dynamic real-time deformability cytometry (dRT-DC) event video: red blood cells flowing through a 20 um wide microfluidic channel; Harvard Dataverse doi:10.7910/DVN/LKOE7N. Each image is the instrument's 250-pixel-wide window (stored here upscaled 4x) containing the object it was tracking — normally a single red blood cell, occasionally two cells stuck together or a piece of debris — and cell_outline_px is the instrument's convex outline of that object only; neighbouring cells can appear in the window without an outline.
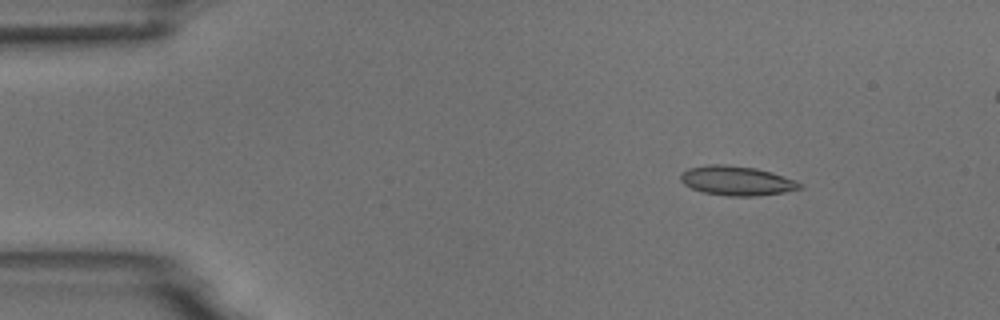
{"species": "common noctule bat (a hibernating species)", "species_latin": "Nyctalus noctula", "temperature_condition": "room temperature", "stored_images_in_passage": 7, "camera_frame_rate_fps": 3000, "um_per_image_px": 0.085, "animal": {"sex": "male", "body_mass_g": 18.8}, "frame": {"image": 1, "passage_image": 2, "time_ms": 1.333, "image_size_px": [1000, 320], "cell_outline_px": [[804, 188], [784, 192], [756, 196], [728, 196], [704, 192], [692, 188], [684, 184], [680, 180], [680, 172], [688, 168], [708, 164], [724, 164], [756, 168], [796, 180], [804, 184]], "centroid_in_image_um": [62.62, 15.36], "position_along_channel_um": 22.4, "area_um2": 20.52}}